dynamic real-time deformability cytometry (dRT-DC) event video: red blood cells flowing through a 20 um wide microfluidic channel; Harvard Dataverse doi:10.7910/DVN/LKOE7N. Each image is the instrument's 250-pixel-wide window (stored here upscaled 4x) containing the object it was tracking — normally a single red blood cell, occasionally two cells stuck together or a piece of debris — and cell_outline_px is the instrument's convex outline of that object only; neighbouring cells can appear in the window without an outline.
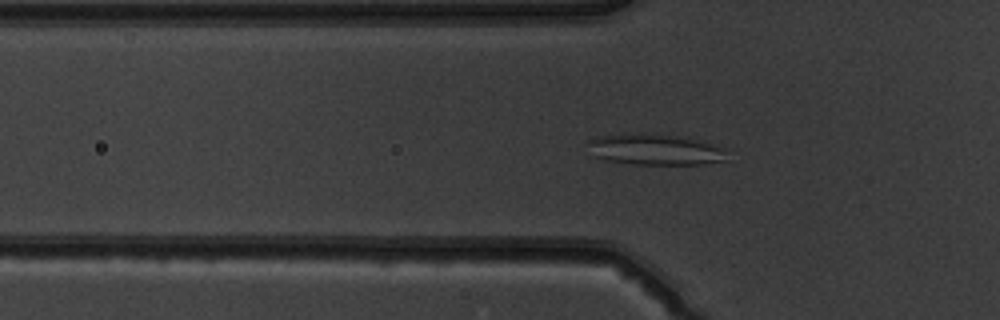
{"species": "common noctule bat (a hibernating species)", "species_latin": "Nyctalus noctula", "temperature_condition": "warm", "stored_images_in_passage": 53, "camera_frame_rate_fps": 3000, "um_per_image_px": 0.085, "animal": {"sex": "male", "body_mass_g": 19.5, "forearm_length_mm": 54.6}, "frame": {"image": 1, "passage_image": 18, "time_ms": 5.667, "image_size_px": [1000, 320], "cell_outline_px": [[724, 160], [704, 164], [636, 164], [604, 160], [592, 156], [588, 144], [588, 140], [596, 136], [640, 132], [680, 136], [724, 148]], "centroid_in_image_um": [55.57, 12.7], "position_along_channel_um": 70.2, "area_um2": 25.03}}
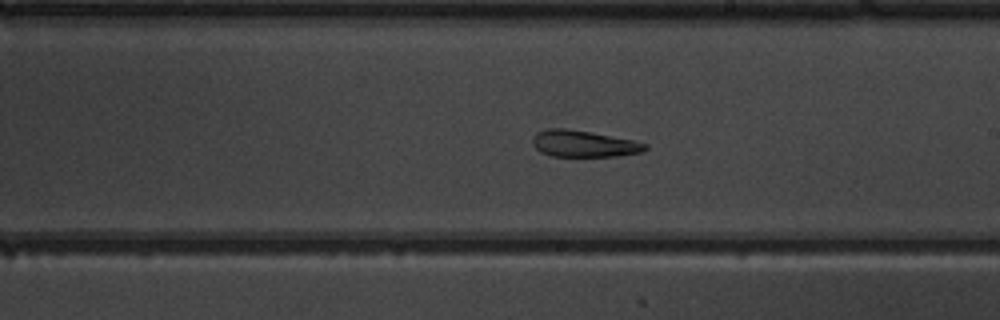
{"frame": {"image": 2, "passage_image": 31, "time_ms": 10.0, "image_size_px": [1000, 320], "cell_outline_px": [[648, 148], [640, 152], [616, 156], [552, 156], [540, 152], [532, 144], [532, 136], [536, 132], [548, 128], [564, 128], [588, 132], [632, 140], [648, 144]], "centroid_in_image_um": [49.56, 12.21], "position_along_channel_um": 239.4, "area_um2": 17.28}}
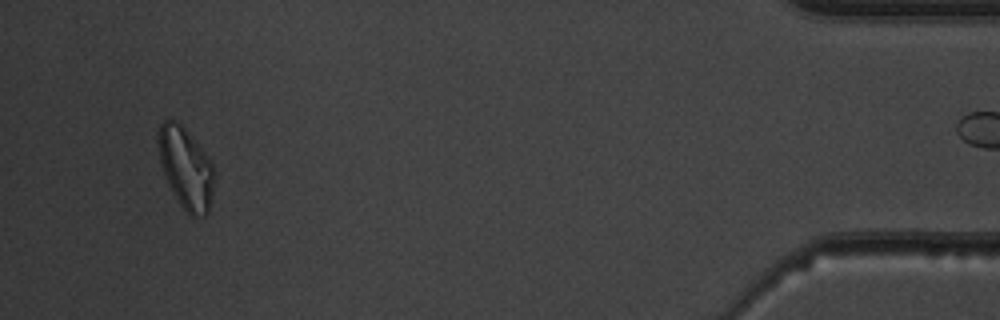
{"frame": {"image": 3, "passage_image": 50, "time_ms": 16.333, "image_size_px": [1000, 320], "cell_outline_px": [[216, 176], [212, 200], [208, 212], [204, 216], [192, 216], [180, 204], [168, 184], [164, 176], [160, 160], [156, 140], [156, 132], [160, 124], [164, 120], [176, 120], [188, 132], [204, 152], [212, 164]], "centroid_in_image_um": [15.79, 14.27], "position_along_channel_um": 419.4, "area_um2": 26.7}, "authors_computed_cell_mechanics": {"area_um2": 23.9292, "velocity_mm_per_s": 3.9221, "shape_relaxation_time_tau1_ms": null, "shape_relaxation_time_tau2_ms": 8.9472, "deformation_change_tau1": null, "deformation_change_tau2": 0.1929}}